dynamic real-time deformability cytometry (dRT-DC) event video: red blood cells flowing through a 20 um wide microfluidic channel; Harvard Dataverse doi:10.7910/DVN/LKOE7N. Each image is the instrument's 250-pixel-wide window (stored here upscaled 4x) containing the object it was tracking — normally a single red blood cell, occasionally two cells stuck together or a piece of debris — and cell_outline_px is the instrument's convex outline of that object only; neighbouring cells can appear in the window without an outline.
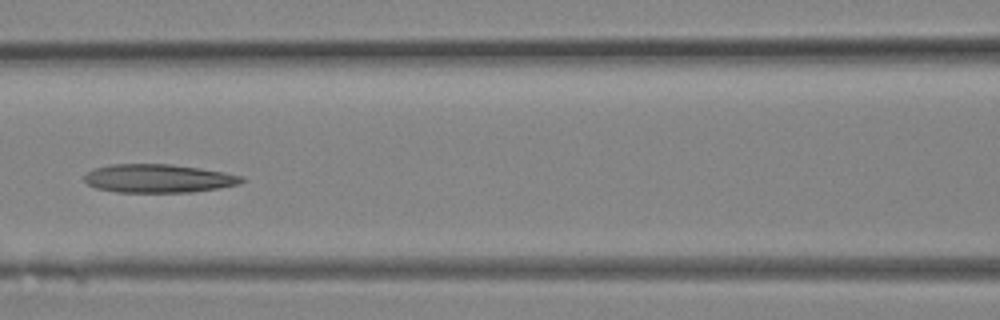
{"species": "Egyptian fruit bat (a non-hibernating species)", "species_latin": "Rousettus aegyptiacus", "temperature_condition": "room temperature", "stored_images_in_passage": 9, "camera_frame_rate_fps": 3000, "um_per_image_px": 0.085, "animal": {"sex": "female"}, "frame": {"image": 1, "passage_image": 6, "time_ms": 1.667, "image_size_px": [1000, 320], "cell_outline_px": [[244, 180], [240, 184], [192, 192], [116, 192], [96, 188], [88, 184], [84, 180], [84, 176], [88, 172], [96, 168], [112, 164], [172, 164], [200, 168], [224, 172], [244, 176]], "centroid_in_image_um": [13.47, 15.16], "position_along_channel_um": 153.1, "area_um2": 26.01}}
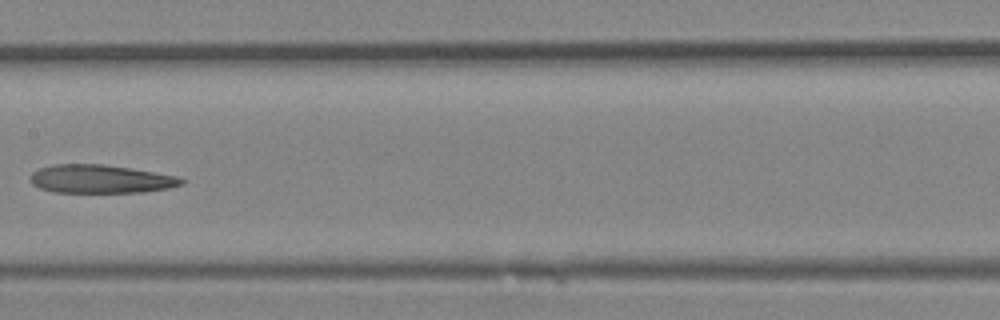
{"frame": {"image": 2, "passage_image": 8, "time_ms": 2.333, "image_size_px": [1000, 320], "cell_outline_px": [[184, 184], [168, 188], [144, 192], [52, 192], [40, 188], [32, 184], [28, 180], [32, 172], [40, 168], [52, 164], [100, 164], [132, 168], [180, 176], [184, 180]], "centroid_in_image_um": [8.55, 15.21], "position_along_channel_um": 198.9, "area_um2": 25.2}}